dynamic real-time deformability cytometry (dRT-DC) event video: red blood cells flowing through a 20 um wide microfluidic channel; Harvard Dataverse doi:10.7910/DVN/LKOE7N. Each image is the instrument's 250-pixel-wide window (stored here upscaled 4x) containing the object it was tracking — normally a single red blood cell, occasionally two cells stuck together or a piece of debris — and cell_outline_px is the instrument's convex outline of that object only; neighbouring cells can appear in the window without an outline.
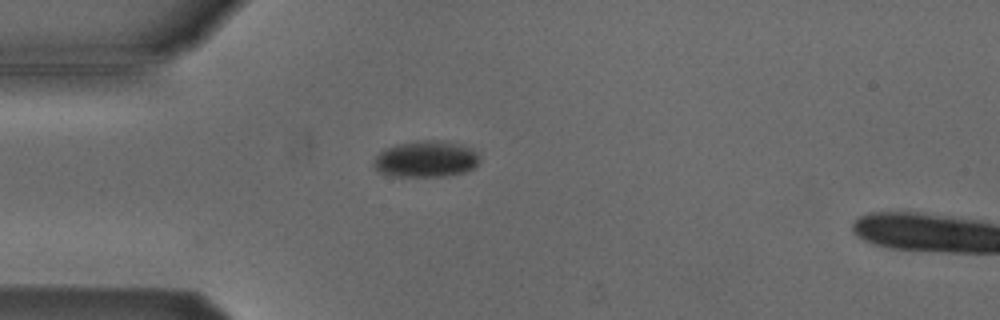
{"species": "Egyptian fruit bat (a non-hibernating species)", "species_latin": "Rousettus aegyptiacus", "temperature_condition": "cold", "stored_images_in_passage": 3, "camera_frame_rate_fps": 3000, "um_per_image_px": 0.085, "animal": {"sex": "male"}, "frame": {"image": 1, "passage_image": 1, "time_ms": 0.0, "image_size_px": [1000, 320], "cell_outline_px": [[480, 160], [472, 168], [464, 172], [444, 176], [392, 176], [380, 172], [372, 164], [372, 160], [384, 148], [396, 144], [416, 140], [444, 140], [464, 144], [480, 152]], "centroid_in_image_um": [36.23, 13.49], "position_along_channel_um": 48.8, "area_um2": 22.89}}